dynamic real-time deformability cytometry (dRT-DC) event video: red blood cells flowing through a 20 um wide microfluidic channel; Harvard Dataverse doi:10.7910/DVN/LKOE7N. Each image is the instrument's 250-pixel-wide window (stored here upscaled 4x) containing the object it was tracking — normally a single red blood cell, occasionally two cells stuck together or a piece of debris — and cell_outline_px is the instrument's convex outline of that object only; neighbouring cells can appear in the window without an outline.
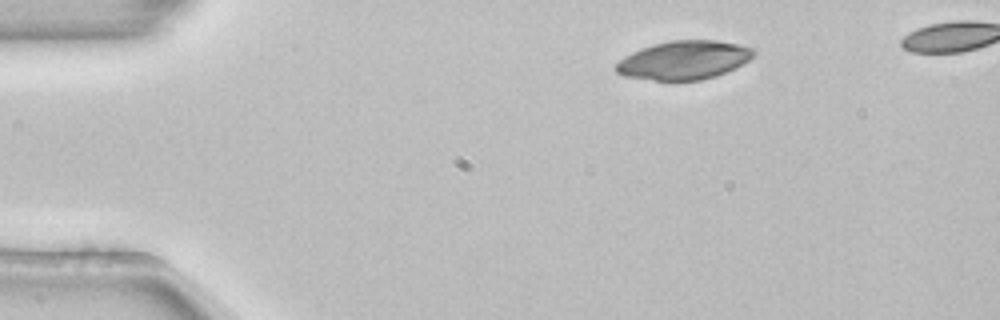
{"species": "common noctule bat (a hibernating species)", "species_latin": "Nyctalus noctula", "temperature_condition": "room temperature", "stored_images_in_passage": 43, "camera_frame_rate_fps": 3000, "um_per_image_px": 0.085, "animal": {"sex": "female", "body_mass_g": 22.7, "forearm_length_mm": 54.2}, "frame": {"image": 1, "passage_image": 1, "time_ms": 0.0, "image_size_px": [1000, 320], "cell_outline_px": [[756, 52], [748, 60], [736, 68], [716, 76], [700, 80], [652, 80], [624, 76], [616, 72], [612, 68], [624, 56], [640, 48], [652, 44], [668, 40], [716, 40], [756, 48]], "centroid_in_image_um": [58.11, 5.1], "position_along_channel_um": 26.9, "area_um2": 31.21}}
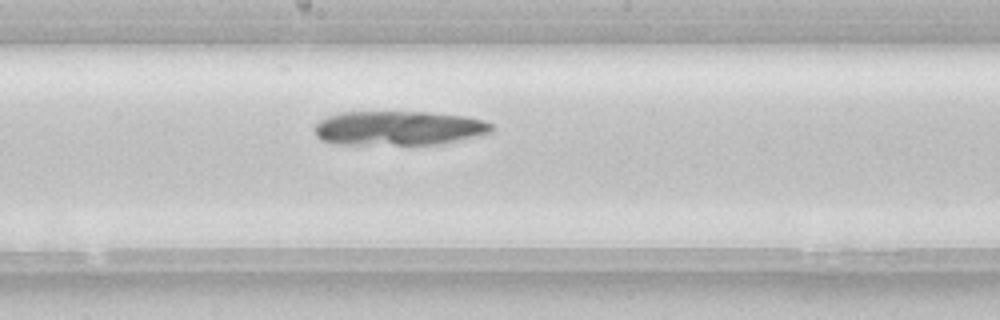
{"frame": {"image": 2, "passage_image": 21, "time_ms": 6.667, "image_size_px": [1000, 320], "cell_outline_px": [[492, 132], [440, 144], [332, 144], [320, 140], [316, 136], [312, 128], [320, 120], [328, 116], [340, 112], [428, 112], [464, 116], [484, 120], [492, 124]], "centroid_in_image_um": [33.82, 10.89], "position_along_channel_um": 214.4, "area_um2": 35.49}}
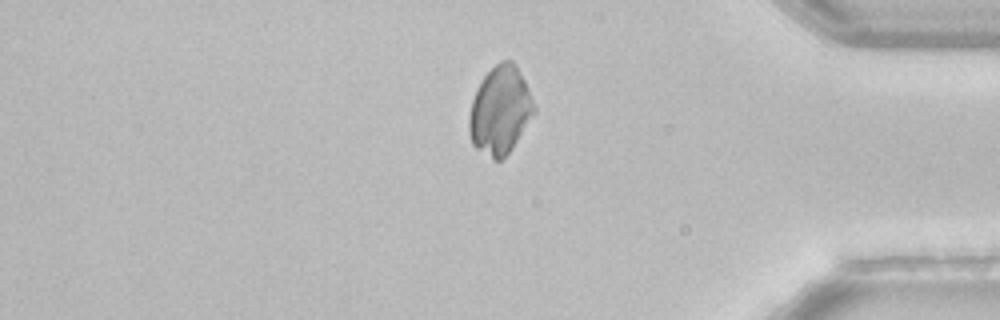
{"frame": {"image": 3, "passage_image": 37, "time_ms": 12.0, "image_size_px": [1000, 320], "cell_outline_px": [[536, 112], [512, 148], [500, 160], [492, 160], [476, 148], [472, 144], [468, 132], [468, 116], [472, 100], [484, 76], [500, 60], [512, 60], [516, 64], [524, 80], [536, 108]], "centroid_in_image_um": [42.5, 9.4], "position_along_channel_um": 392.7, "area_um2": 33.23}}